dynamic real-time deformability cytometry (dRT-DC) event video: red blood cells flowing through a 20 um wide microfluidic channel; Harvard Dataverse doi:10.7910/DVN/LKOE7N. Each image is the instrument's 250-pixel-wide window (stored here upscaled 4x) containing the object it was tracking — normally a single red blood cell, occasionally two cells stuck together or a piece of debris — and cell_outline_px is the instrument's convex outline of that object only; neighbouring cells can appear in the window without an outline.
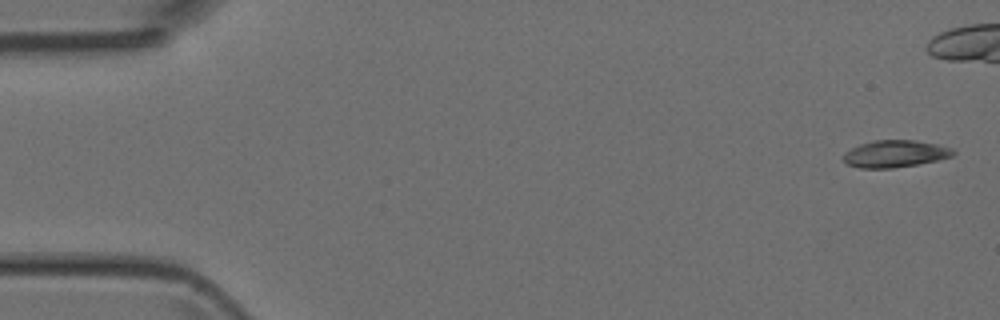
{"species": "Egyptian fruit bat (a non-hibernating species)", "species_latin": "Rousettus aegyptiacus", "temperature_condition": "room temperature", "stored_images_in_passage": 5, "camera_frame_rate_fps": 3000, "um_per_image_px": 0.085, "animal": {"sex": "female"}, "frame": {"image": 1, "passage_image": 1, "time_ms": 0.0, "image_size_px": [1000, 320], "cell_outline_px": [[956, 152], [952, 156], [936, 160], [916, 164], [892, 168], [860, 168], [848, 164], [844, 160], [844, 152], [860, 144], [872, 140], [916, 140], [936, 144], [952, 148]], "centroid_in_image_um": [76.08, 13.06], "position_along_channel_um": 8.9, "area_um2": 17.17}}